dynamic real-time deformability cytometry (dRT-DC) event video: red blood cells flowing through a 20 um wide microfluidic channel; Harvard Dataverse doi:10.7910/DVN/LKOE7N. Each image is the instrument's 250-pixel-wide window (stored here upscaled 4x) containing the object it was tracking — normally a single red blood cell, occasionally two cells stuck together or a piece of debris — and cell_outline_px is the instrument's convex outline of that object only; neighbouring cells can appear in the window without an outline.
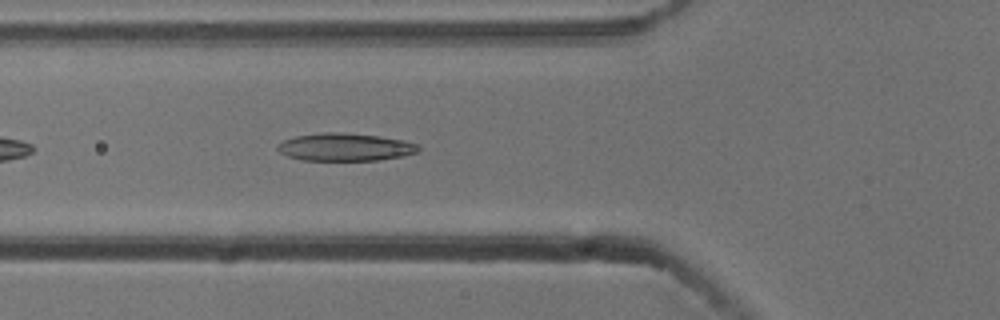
{"species": "common noctule bat (a hibernating species)", "species_latin": "Nyctalus noctula", "temperature_condition": "cold", "stored_images_in_passage": 25, "camera_frame_rate_fps": 3000, "um_per_image_px": 0.085, "animal": {"sex": "male", "body_mass_g": 13.3}, "frame": {"image": 1, "passage_image": 6, "time_ms": 1.667, "image_size_px": [1000, 320], "cell_outline_px": [[420, 148], [416, 152], [400, 156], [380, 160], [304, 160], [288, 156], [280, 152], [276, 148], [276, 144], [284, 140], [296, 136], [324, 132], [344, 132], [380, 136], [404, 140], [420, 144]], "centroid_in_image_um": [29.34, 12.49], "position_along_channel_um": 96.5, "area_um2": 22.77}}
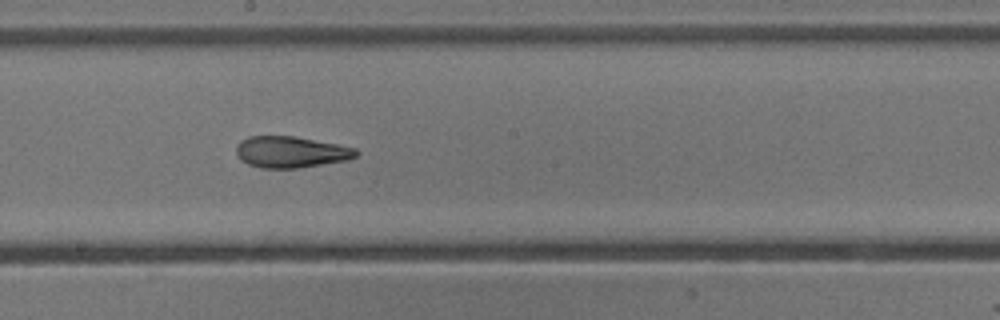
{"frame": {"image": 2, "passage_image": 16, "time_ms": 5.0, "image_size_px": [1000, 320], "cell_outline_px": [[360, 152], [356, 156], [348, 160], [296, 168], [260, 168], [248, 164], [240, 160], [236, 152], [236, 148], [240, 140], [248, 136], [296, 136], [356, 148]], "centroid_in_image_um": [24.71, 12.92], "position_along_channel_um": 223.5, "area_um2": 21.96}}
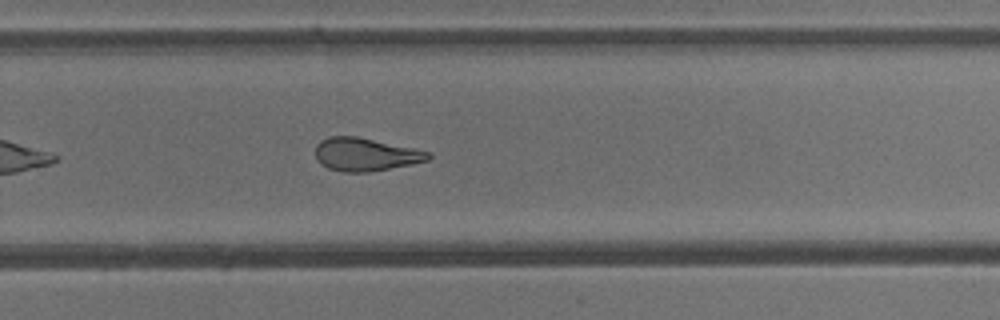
{"frame": {"image": 3, "passage_image": 22, "time_ms": 7.0, "image_size_px": [1000, 320], "cell_outline_px": [[432, 156], [428, 160], [412, 164], [368, 172], [344, 172], [328, 168], [320, 164], [316, 160], [316, 144], [320, 140], [328, 136], [356, 136], [416, 148], [432, 152]], "centroid_in_image_um": [31.07, 13.12], "position_along_channel_um": 298.7, "area_um2": 21.96}}